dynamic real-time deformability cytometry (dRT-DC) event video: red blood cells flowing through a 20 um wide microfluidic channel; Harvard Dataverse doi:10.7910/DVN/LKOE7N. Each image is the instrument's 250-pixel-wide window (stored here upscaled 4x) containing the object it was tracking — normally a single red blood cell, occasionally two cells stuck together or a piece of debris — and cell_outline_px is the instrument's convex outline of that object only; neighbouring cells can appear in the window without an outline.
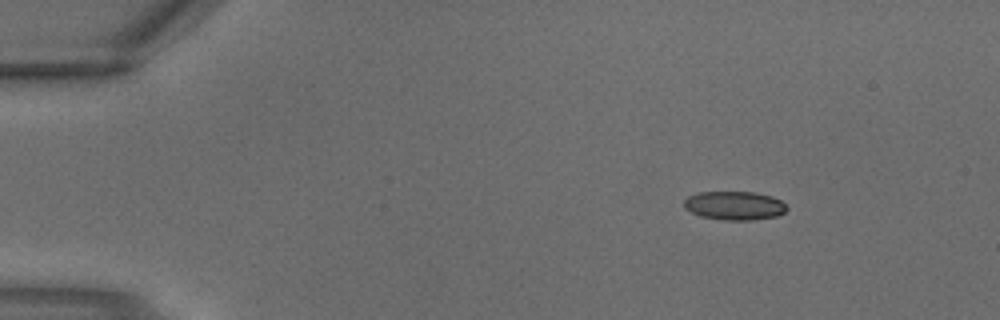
{"species": "common noctule bat (a hibernating species)", "species_latin": "Nyctalus noctula", "temperature_condition": "warm", "stored_images_in_passage": 2, "camera_frame_rate_fps": 3000, "um_per_image_px": 0.085, "animal": {"sex": "male", "body_mass_g": 18.8}, "frame": {"image": 1, "passage_image": 1, "time_ms": 0.0, "image_size_px": [1000, 320], "cell_outline_px": [[788, 208], [784, 212], [776, 216], [752, 220], [724, 220], [700, 216], [684, 208], [684, 200], [688, 196], [696, 192], [756, 192], [772, 196], [780, 200]], "centroid_in_image_um": [62.41, 17.47], "position_along_channel_um": 22.6, "area_um2": 17.22}}